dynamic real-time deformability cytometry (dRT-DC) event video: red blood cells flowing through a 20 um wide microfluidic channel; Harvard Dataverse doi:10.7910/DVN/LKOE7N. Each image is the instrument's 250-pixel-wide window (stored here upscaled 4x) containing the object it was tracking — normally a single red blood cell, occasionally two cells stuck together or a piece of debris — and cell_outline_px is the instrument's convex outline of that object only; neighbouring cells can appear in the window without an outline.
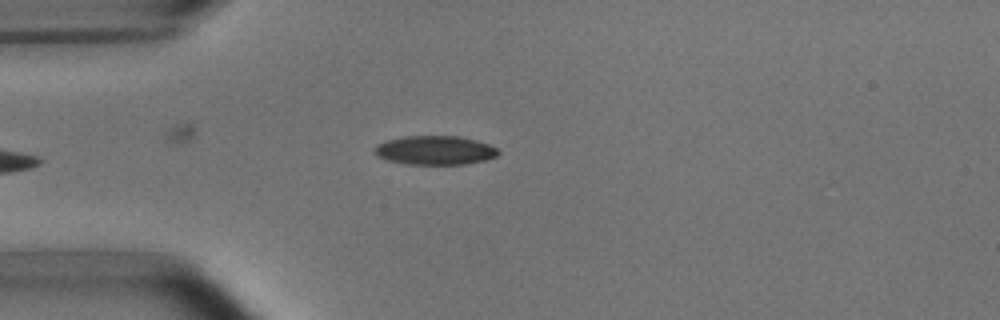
{"species": "common noctule bat (a hibernating species)", "species_latin": "Nyctalus noctula", "temperature_condition": "room temperature", "stored_images_in_passage": 6, "camera_frame_rate_fps": 3000, "um_per_image_px": 0.085, "animal": {"sex": "male", "body_mass_g": 15.6}, "frame": {"image": 1, "passage_image": 6, "time_ms": 6.0, "image_size_px": [1000, 320], "cell_outline_px": [[500, 152], [496, 156], [484, 160], [468, 164], [404, 164], [388, 160], [376, 156], [372, 152], [372, 148], [376, 144], [384, 140], [404, 136], [456, 136], [476, 140], [488, 144], [496, 148]], "centroid_in_image_um": [36.9, 12.77], "position_along_channel_um": 48.1, "area_um2": 21.1}}